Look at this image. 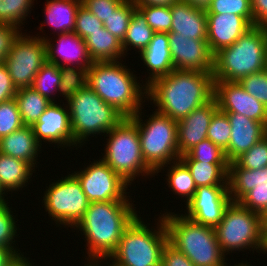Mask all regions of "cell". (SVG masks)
I'll return each instance as SVG.
<instances>
[{"instance_id":"6da1fadb","label":"cell","mask_w":267,"mask_h":266,"mask_svg":"<svg viewBox=\"0 0 267 266\" xmlns=\"http://www.w3.org/2000/svg\"><path fill=\"white\" fill-rule=\"evenodd\" d=\"M214 96L212 73L174 69L147 85L146 100L175 121L189 115Z\"/></svg>"},{"instance_id":"7a4b0ae2","label":"cell","mask_w":267,"mask_h":266,"mask_svg":"<svg viewBox=\"0 0 267 266\" xmlns=\"http://www.w3.org/2000/svg\"><path fill=\"white\" fill-rule=\"evenodd\" d=\"M131 202V203H130ZM132 201L90 202L83 218L74 227L86 240L85 258H109L117 249L125 228L138 215Z\"/></svg>"},{"instance_id":"3957f363","label":"cell","mask_w":267,"mask_h":266,"mask_svg":"<svg viewBox=\"0 0 267 266\" xmlns=\"http://www.w3.org/2000/svg\"><path fill=\"white\" fill-rule=\"evenodd\" d=\"M127 67L121 60L93 62L88 69L87 86L125 117H132L144 108L147 86Z\"/></svg>"},{"instance_id":"277c9868","label":"cell","mask_w":267,"mask_h":266,"mask_svg":"<svg viewBox=\"0 0 267 266\" xmlns=\"http://www.w3.org/2000/svg\"><path fill=\"white\" fill-rule=\"evenodd\" d=\"M160 213L163 216L168 242L195 266H228L226 255L217 241L215 227L202 225L183 213Z\"/></svg>"},{"instance_id":"5b68a950","label":"cell","mask_w":267,"mask_h":266,"mask_svg":"<svg viewBox=\"0 0 267 266\" xmlns=\"http://www.w3.org/2000/svg\"><path fill=\"white\" fill-rule=\"evenodd\" d=\"M267 27L253 26L234 44L213 56V80L239 82L266 69Z\"/></svg>"},{"instance_id":"8992f818","label":"cell","mask_w":267,"mask_h":266,"mask_svg":"<svg viewBox=\"0 0 267 266\" xmlns=\"http://www.w3.org/2000/svg\"><path fill=\"white\" fill-rule=\"evenodd\" d=\"M138 214L125 228L115 252L108 258L119 266H161L168 233L162 215L149 227Z\"/></svg>"},{"instance_id":"52a82bcc","label":"cell","mask_w":267,"mask_h":266,"mask_svg":"<svg viewBox=\"0 0 267 266\" xmlns=\"http://www.w3.org/2000/svg\"><path fill=\"white\" fill-rule=\"evenodd\" d=\"M215 232L221 251L225 255L248 249L253 253H265L264 217L243 207L239 202L229 204L222 220L215 227Z\"/></svg>"},{"instance_id":"ba28073f","label":"cell","mask_w":267,"mask_h":266,"mask_svg":"<svg viewBox=\"0 0 267 266\" xmlns=\"http://www.w3.org/2000/svg\"><path fill=\"white\" fill-rule=\"evenodd\" d=\"M105 137L108 140L101 159L127 183L131 185L140 175L155 177L142 157L137 124L130 117H125Z\"/></svg>"},{"instance_id":"9c48e42d","label":"cell","mask_w":267,"mask_h":266,"mask_svg":"<svg viewBox=\"0 0 267 266\" xmlns=\"http://www.w3.org/2000/svg\"><path fill=\"white\" fill-rule=\"evenodd\" d=\"M74 141L82 147L94 135H105L125 116L104 102L89 86L66 101ZM83 143V144H82Z\"/></svg>"},{"instance_id":"30bf717a","label":"cell","mask_w":267,"mask_h":266,"mask_svg":"<svg viewBox=\"0 0 267 266\" xmlns=\"http://www.w3.org/2000/svg\"><path fill=\"white\" fill-rule=\"evenodd\" d=\"M141 111L142 108L130 118L137 124L142 157L156 172L160 167L180 159L177 121L155 110L143 122Z\"/></svg>"},{"instance_id":"8fae6325","label":"cell","mask_w":267,"mask_h":266,"mask_svg":"<svg viewBox=\"0 0 267 266\" xmlns=\"http://www.w3.org/2000/svg\"><path fill=\"white\" fill-rule=\"evenodd\" d=\"M47 188L42 197V207L58 227H70L73 230L83 218L90 203L80 182L71 173L51 182Z\"/></svg>"},{"instance_id":"7c38bea8","label":"cell","mask_w":267,"mask_h":266,"mask_svg":"<svg viewBox=\"0 0 267 266\" xmlns=\"http://www.w3.org/2000/svg\"><path fill=\"white\" fill-rule=\"evenodd\" d=\"M47 61L43 39L22 32L14 41L4 65L17 89L31 87L36 74Z\"/></svg>"},{"instance_id":"4fadbf2b","label":"cell","mask_w":267,"mask_h":266,"mask_svg":"<svg viewBox=\"0 0 267 266\" xmlns=\"http://www.w3.org/2000/svg\"><path fill=\"white\" fill-rule=\"evenodd\" d=\"M83 168L72 174L80 182L89 202L132 201L130 192H126L131 185L102 159Z\"/></svg>"},{"instance_id":"5bb4252c","label":"cell","mask_w":267,"mask_h":266,"mask_svg":"<svg viewBox=\"0 0 267 266\" xmlns=\"http://www.w3.org/2000/svg\"><path fill=\"white\" fill-rule=\"evenodd\" d=\"M231 202L228 186H199L185 204L184 215L196 223L216 227Z\"/></svg>"},{"instance_id":"9a60e30c","label":"cell","mask_w":267,"mask_h":266,"mask_svg":"<svg viewBox=\"0 0 267 266\" xmlns=\"http://www.w3.org/2000/svg\"><path fill=\"white\" fill-rule=\"evenodd\" d=\"M32 127L36 140L41 146L44 143L49 145L54 143V145L57 144L58 149L59 146L61 149L68 148L67 150L72 147L80 148L73 138L66 102L62 105L59 101L51 103Z\"/></svg>"},{"instance_id":"2e32d148","label":"cell","mask_w":267,"mask_h":266,"mask_svg":"<svg viewBox=\"0 0 267 266\" xmlns=\"http://www.w3.org/2000/svg\"><path fill=\"white\" fill-rule=\"evenodd\" d=\"M218 110L223 113H239L262 122L267 127V108L247 93L239 82L214 81V96Z\"/></svg>"},{"instance_id":"e0dca14e","label":"cell","mask_w":267,"mask_h":266,"mask_svg":"<svg viewBox=\"0 0 267 266\" xmlns=\"http://www.w3.org/2000/svg\"><path fill=\"white\" fill-rule=\"evenodd\" d=\"M167 34L174 69L212 73L214 55L207 40L184 38L176 32Z\"/></svg>"},{"instance_id":"ac0fdd59","label":"cell","mask_w":267,"mask_h":266,"mask_svg":"<svg viewBox=\"0 0 267 266\" xmlns=\"http://www.w3.org/2000/svg\"><path fill=\"white\" fill-rule=\"evenodd\" d=\"M36 37L43 39L45 42L48 62L59 67L74 66L84 69L91 67L93 61L89 57L87 46L75 32L57 34L58 38L54 42L50 37H42L38 34H36ZM55 42L56 44H54Z\"/></svg>"},{"instance_id":"d6986e66","label":"cell","mask_w":267,"mask_h":266,"mask_svg":"<svg viewBox=\"0 0 267 266\" xmlns=\"http://www.w3.org/2000/svg\"><path fill=\"white\" fill-rule=\"evenodd\" d=\"M217 111V102L213 97L209 102L177 121V143L180 156L207 139L211 119Z\"/></svg>"},{"instance_id":"ffe728a7","label":"cell","mask_w":267,"mask_h":266,"mask_svg":"<svg viewBox=\"0 0 267 266\" xmlns=\"http://www.w3.org/2000/svg\"><path fill=\"white\" fill-rule=\"evenodd\" d=\"M253 25L235 14H207V42L214 55L219 50L234 44Z\"/></svg>"},{"instance_id":"44dd1931","label":"cell","mask_w":267,"mask_h":266,"mask_svg":"<svg viewBox=\"0 0 267 266\" xmlns=\"http://www.w3.org/2000/svg\"><path fill=\"white\" fill-rule=\"evenodd\" d=\"M225 114L231 125L230 142L225 154L228 161L233 162L266 136L267 127L239 113Z\"/></svg>"},{"instance_id":"7402d4cb","label":"cell","mask_w":267,"mask_h":266,"mask_svg":"<svg viewBox=\"0 0 267 266\" xmlns=\"http://www.w3.org/2000/svg\"><path fill=\"white\" fill-rule=\"evenodd\" d=\"M172 25L170 32L189 39L207 40L206 9L191 6L178 0L171 5Z\"/></svg>"},{"instance_id":"603a6c76","label":"cell","mask_w":267,"mask_h":266,"mask_svg":"<svg viewBox=\"0 0 267 266\" xmlns=\"http://www.w3.org/2000/svg\"><path fill=\"white\" fill-rule=\"evenodd\" d=\"M141 60L147 67L148 78L145 76L147 86L153 80L166 76L174 70L170 54V45L167 33H154L148 46L140 53Z\"/></svg>"},{"instance_id":"cb8c5ba5","label":"cell","mask_w":267,"mask_h":266,"mask_svg":"<svg viewBox=\"0 0 267 266\" xmlns=\"http://www.w3.org/2000/svg\"><path fill=\"white\" fill-rule=\"evenodd\" d=\"M42 146L37 142L32 126H22L20 129L0 138V152L37 167L38 155ZM41 149V150H40ZM40 152V153H39Z\"/></svg>"},{"instance_id":"d4e9b609","label":"cell","mask_w":267,"mask_h":266,"mask_svg":"<svg viewBox=\"0 0 267 266\" xmlns=\"http://www.w3.org/2000/svg\"><path fill=\"white\" fill-rule=\"evenodd\" d=\"M44 25L47 23L57 34L74 32L76 14L81 0H46Z\"/></svg>"},{"instance_id":"484cf974","label":"cell","mask_w":267,"mask_h":266,"mask_svg":"<svg viewBox=\"0 0 267 266\" xmlns=\"http://www.w3.org/2000/svg\"><path fill=\"white\" fill-rule=\"evenodd\" d=\"M35 171L29 163L0 152V187L5 194L24 189Z\"/></svg>"},{"instance_id":"4316f807","label":"cell","mask_w":267,"mask_h":266,"mask_svg":"<svg viewBox=\"0 0 267 266\" xmlns=\"http://www.w3.org/2000/svg\"><path fill=\"white\" fill-rule=\"evenodd\" d=\"M93 62L119 61L125 57L122 42L103 26L84 39Z\"/></svg>"},{"instance_id":"83f0119b","label":"cell","mask_w":267,"mask_h":266,"mask_svg":"<svg viewBox=\"0 0 267 266\" xmlns=\"http://www.w3.org/2000/svg\"><path fill=\"white\" fill-rule=\"evenodd\" d=\"M267 182V167L251 170L240 167L235 161L228 167V190L232 202H239L256 183Z\"/></svg>"},{"instance_id":"f1b7e54d","label":"cell","mask_w":267,"mask_h":266,"mask_svg":"<svg viewBox=\"0 0 267 266\" xmlns=\"http://www.w3.org/2000/svg\"><path fill=\"white\" fill-rule=\"evenodd\" d=\"M165 167V168H164ZM168 167V169L166 168ZM167 169L166 179L168 182V188L173 192V194L179 196V198L184 197L186 204L193 198L197 186L192 178L191 172L187 165L181 160H175L171 163L160 167L155 174L161 172V170Z\"/></svg>"},{"instance_id":"f546056e","label":"cell","mask_w":267,"mask_h":266,"mask_svg":"<svg viewBox=\"0 0 267 266\" xmlns=\"http://www.w3.org/2000/svg\"><path fill=\"white\" fill-rule=\"evenodd\" d=\"M191 172L197 187L228 186L229 164H208L195 159H181Z\"/></svg>"},{"instance_id":"4dcf8cb0","label":"cell","mask_w":267,"mask_h":266,"mask_svg":"<svg viewBox=\"0 0 267 266\" xmlns=\"http://www.w3.org/2000/svg\"><path fill=\"white\" fill-rule=\"evenodd\" d=\"M15 100L23 125L32 126L51 104L45 97L32 87L17 90Z\"/></svg>"},{"instance_id":"1f68e13d","label":"cell","mask_w":267,"mask_h":266,"mask_svg":"<svg viewBox=\"0 0 267 266\" xmlns=\"http://www.w3.org/2000/svg\"><path fill=\"white\" fill-rule=\"evenodd\" d=\"M154 33V30L146 22V18L136 9L130 19L126 36L122 42L125 57L129 54L127 51L131 49L136 52L138 50V53L144 50L152 40Z\"/></svg>"},{"instance_id":"d6a6232c","label":"cell","mask_w":267,"mask_h":266,"mask_svg":"<svg viewBox=\"0 0 267 266\" xmlns=\"http://www.w3.org/2000/svg\"><path fill=\"white\" fill-rule=\"evenodd\" d=\"M60 67L54 63L46 61L36 74L32 88L39 92L51 103H57L56 94H59Z\"/></svg>"},{"instance_id":"836d02e7","label":"cell","mask_w":267,"mask_h":266,"mask_svg":"<svg viewBox=\"0 0 267 266\" xmlns=\"http://www.w3.org/2000/svg\"><path fill=\"white\" fill-rule=\"evenodd\" d=\"M60 70L61 79L58 93L67 101L76 92L87 86L88 69L74 66H61Z\"/></svg>"},{"instance_id":"e575fe53","label":"cell","mask_w":267,"mask_h":266,"mask_svg":"<svg viewBox=\"0 0 267 266\" xmlns=\"http://www.w3.org/2000/svg\"><path fill=\"white\" fill-rule=\"evenodd\" d=\"M34 0H0V24H10L21 29L31 14ZM23 24V25H22Z\"/></svg>"},{"instance_id":"d590c367","label":"cell","mask_w":267,"mask_h":266,"mask_svg":"<svg viewBox=\"0 0 267 266\" xmlns=\"http://www.w3.org/2000/svg\"><path fill=\"white\" fill-rule=\"evenodd\" d=\"M132 0H125L104 22L103 27L123 42L130 19L136 10Z\"/></svg>"},{"instance_id":"8d00e7d4","label":"cell","mask_w":267,"mask_h":266,"mask_svg":"<svg viewBox=\"0 0 267 266\" xmlns=\"http://www.w3.org/2000/svg\"><path fill=\"white\" fill-rule=\"evenodd\" d=\"M180 159H195L208 164H230L225 151L209 139L195 145L186 154L180 156Z\"/></svg>"},{"instance_id":"74e56055","label":"cell","mask_w":267,"mask_h":266,"mask_svg":"<svg viewBox=\"0 0 267 266\" xmlns=\"http://www.w3.org/2000/svg\"><path fill=\"white\" fill-rule=\"evenodd\" d=\"M8 203L0 205V247L2 248H10L12 249L16 254L22 253L20 251V248L16 246L15 238L17 239V227L18 224H16L17 221L15 216L13 215L14 211L12 210V206ZM15 245V246H14Z\"/></svg>"},{"instance_id":"f35d334b","label":"cell","mask_w":267,"mask_h":266,"mask_svg":"<svg viewBox=\"0 0 267 266\" xmlns=\"http://www.w3.org/2000/svg\"><path fill=\"white\" fill-rule=\"evenodd\" d=\"M155 33H169L172 25L171 6H136Z\"/></svg>"},{"instance_id":"ab89813d","label":"cell","mask_w":267,"mask_h":266,"mask_svg":"<svg viewBox=\"0 0 267 266\" xmlns=\"http://www.w3.org/2000/svg\"><path fill=\"white\" fill-rule=\"evenodd\" d=\"M235 14L245 17L253 25L251 0H212L206 14Z\"/></svg>"},{"instance_id":"60d3db41","label":"cell","mask_w":267,"mask_h":266,"mask_svg":"<svg viewBox=\"0 0 267 266\" xmlns=\"http://www.w3.org/2000/svg\"><path fill=\"white\" fill-rule=\"evenodd\" d=\"M230 136L231 125L228 116L218 110L211 119L207 131V139L226 151L229 146Z\"/></svg>"},{"instance_id":"b9f144b4","label":"cell","mask_w":267,"mask_h":266,"mask_svg":"<svg viewBox=\"0 0 267 266\" xmlns=\"http://www.w3.org/2000/svg\"><path fill=\"white\" fill-rule=\"evenodd\" d=\"M235 162L240 167L251 170L267 167V135L238 157Z\"/></svg>"},{"instance_id":"7bdbcfd3","label":"cell","mask_w":267,"mask_h":266,"mask_svg":"<svg viewBox=\"0 0 267 266\" xmlns=\"http://www.w3.org/2000/svg\"><path fill=\"white\" fill-rule=\"evenodd\" d=\"M23 125L15 98L0 103V138L20 129Z\"/></svg>"},{"instance_id":"ee69618b","label":"cell","mask_w":267,"mask_h":266,"mask_svg":"<svg viewBox=\"0 0 267 266\" xmlns=\"http://www.w3.org/2000/svg\"><path fill=\"white\" fill-rule=\"evenodd\" d=\"M244 90L267 108V69L248 75L239 81Z\"/></svg>"},{"instance_id":"f6af8a7d","label":"cell","mask_w":267,"mask_h":266,"mask_svg":"<svg viewBox=\"0 0 267 266\" xmlns=\"http://www.w3.org/2000/svg\"><path fill=\"white\" fill-rule=\"evenodd\" d=\"M239 203L250 211L264 216L267 213V182L256 183Z\"/></svg>"},{"instance_id":"bcb514c9","label":"cell","mask_w":267,"mask_h":266,"mask_svg":"<svg viewBox=\"0 0 267 266\" xmlns=\"http://www.w3.org/2000/svg\"><path fill=\"white\" fill-rule=\"evenodd\" d=\"M103 23L82 4L79 6L74 32L83 40L90 36V33L98 31Z\"/></svg>"},{"instance_id":"7dc6e473","label":"cell","mask_w":267,"mask_h":266,"mask_svg":"<svg viewBox=\"0 0 267 266\" xmlns=\"http://www.w3.org/2000/svg\"><path fill=\"white\" fill-rule=\"evenodd\" d=\"M125 0H81L82 5L102 23L113 14Z\"/></svg>"},{"instance_id":"c3c4849f","label":"cell","mask_w":267,"mask_h":266,"mask_svg":"<svg viewBox=\"0 0 267 266\" xmlns=\"http://www.w3.org/2000/svg\"><path fill=\"white\" fill-rule=\"evenodd\" d=\"M21 33L22 31L14 25L0 24V64L4 62Z\"/></svg>"},{"instance_id":"681fc988","label":"cell","mask_w":267,"mask_h":266,"mask_svg":"<svg viewBox=\"0 0 267 266\" xmlns=\"http://www.w3.org/2000/svg\"><path fill=\"white\" fill-rule=\"evenodd\" d=\"M161 266H195L181 251L169 242L165 245L162 253Z\"/></svg>"},{"instance_id":"f907efd6","label":"cell","mask_w":267,"mask_h":266,"mask_svg":"<svg viewBox=\"0 0 267 266\" xmlns=\"http://www.w3.org/2000/svg\"><path fill=\"white\" fill-rule=\"evenodd\" d=\"M7 67L4 63L0 64V103L14 99L17 93Z\"/></svg>"},{"instance_id":"816d5d0a","label":"cell","mask_w":267,"mask_h":266,"mask_svg":"<svg viewBox=\"0 0 267 266\" xmlns=\"http://www.w3.org/2000/svg\"><path fill=\"white\" fill-rule=\"evenodd\" d=\"M253 26L267 27V0H251Z\"/></svg>"},{"instance_id":"f5cc1de1","label":"cell","mask_w":267,"mask_h":266,"mask_svg":"<svg viewBox=\"0 0 267 266\" xmlns=\"http://www.w3.org/2000/svg\"><path fill=\"white\" fill-rule=\"evenodd\" d=\"M135 6H171L178 0H132Z\"/></svg>"},{"instance_id":"db71d44e","label":"cell","mask_w":267,"mask_h":266,"mask_svg":"<svg viewBox=\"0 0 267 266\" xmlns=\"http://www.w3.org/2000/svg\"><path fill=\"white\" fill-rule=\"evenodd\" d=\"M5 266H34L28 257H24L23 253L17 254L11 261Z\"/></svg>"},{"instance_id":"11a10c76","label":"cell","mask_w":267,"mask_h":266,"mask_svg":"<svg viewBox=\"0 0 267 266\" xmlns=\"http://www.w3.org/2000/svg\"><path fill=\"white\" fill-rule=\"evenodd\" d=\"M16 255L17 254L12 249L0 247V266H5Z\"/></svg>"},{"instance_id":"9f6ffc18","label":"cell","mask_w":267,"mask_h":266,"mask_svg":"<svg viewBox=\"0 0 267 266\" xmlns=\"http://www.w3.org/2000/svg\"><path fill=\"white\" fill-rule=\"evenodd\" d=\"M183 2L189 3L191 6L206 9L212 0H181Z\"/></svg>"},{"instance_id":"6f0895ef","label":"cell","mask_w":267,"mask_h":266,"mask_svg":"<svg viewBox=\"0 0 267 266\" xmlns=\"http://www.w3.org/2000/svg\"><path fill=\"white\" fill-rule=\"evenodd\" d=\"M103 259H104V260H103ZM107 260H108V258H102V259L96 260V262H97V263H101V262H103L102 264H99L100 266H103V264H104V265L106 264L107 266H119L118 264H116V263L113 262V261H112V263L110 264ZM104 261L107 262V263H105ZM106 265H105V266H106Z\"/></svg>"},{"instance_id":"680465c9","label":"cell","mask_w":267,"mask_h":266,"mask_svg":"<svg viewBox=\"0 0 267 266\" xmlns=\"http://www.w3.org/2000/svg\"><path fill=\"white\" fill-rule=\"evenodd\" d=\"M5 196H7L4 191L0 187V205L9 203L8 200H6Z\"/></svg>"},{"instance_id":"91938a15","label":"cell","mask_w":267,"mask_h":266,"mask_svg":"<svg viewBox=\"0 0 267 266\" xmlns=\"http://www.w3.org/2000/svg\"><path fill=\"white\" fill-rule=\"evenodd\" d=\"M88 262L87 264L85 263L84 266H100L99 263H97L96 261H86Z\"/></svg>"},{"instance_id":"94428289","label":"cell","mask_w":267,"mask_h":266,"mask_svg":"<svg viewBox=\"0 0 267 266\" xmlns=\"http://www.w3.org/2000/svg\"><path fill=\"white\" fill-rule=\"evenodd\" d=\"M229 266H231V264ZM232 266H253V265H250L248 262L245 261V263L241 262V263H238V264H234Z\"/></svg>"},{"instance_id":"6125c7cd","label":"cell","mask_w":267,"mask_h":266,"mask_svg":"<svg viewBox=\"0 0 267 266\" xmlns=\"http://www.w3.org/2000/svg\"><path fill=\"white\" fill-rule=\"evenodd\" d=\"M266 252H267V225H266V246H265V254H267Z\"/></svg>"},{"instance_id":"be15d7a7","label":"cell","mask_w":267,"mask_h":266,"mask_svg":"<svg viewBox=\"0 0 267 266\" xmlns=\"http://www.w3.org/2000/svg\"><path fill=\"white\" fill-rule=\"evenodd\" d=\"M263 217H264L265 224L267 225V213Z\"/></svg>"}]
</instances>
